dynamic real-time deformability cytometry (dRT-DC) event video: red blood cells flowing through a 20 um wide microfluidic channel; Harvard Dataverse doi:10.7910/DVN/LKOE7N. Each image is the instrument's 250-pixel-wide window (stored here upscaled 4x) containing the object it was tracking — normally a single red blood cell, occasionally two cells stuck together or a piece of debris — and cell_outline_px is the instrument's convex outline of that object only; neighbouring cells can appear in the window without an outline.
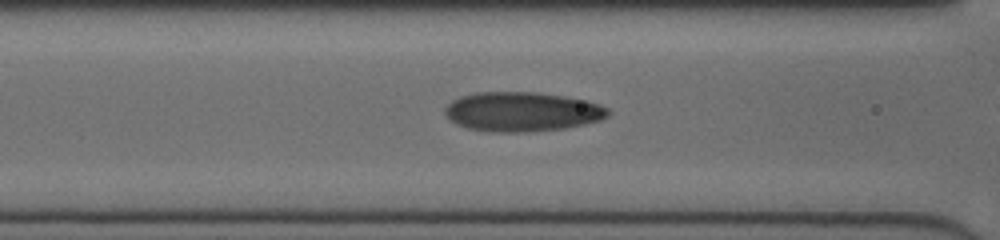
{"species": "human", "species_latin": "Homo sapiens", "temperature_condition": "cold", "stored_images_in_passage": 46, "camera_frame_rate_fps": 3000, "um_per_image_px": 0.085, "donor": {"sex": "female"}, "frame": {"image": 1, "passage_image": 23, "time_ms": 7.333, "image_size_px": [1000, 240], "cell_outline_px": [[612, 112], [608, 116], [600, 120], [584, 124], [564, 128], [524, 132], [488, 132], [468, 128], [456, 124], [444, 112], [444, 108], [452, 100], [460, 96], [476, 92], [536, 92], [564, 96], [584, 100], [600, 104], [608, 108]], "centroid_in_image_um": [44.38, 9.49], "position_along_channel_um": 122.2, "area_um2": 37.57}}
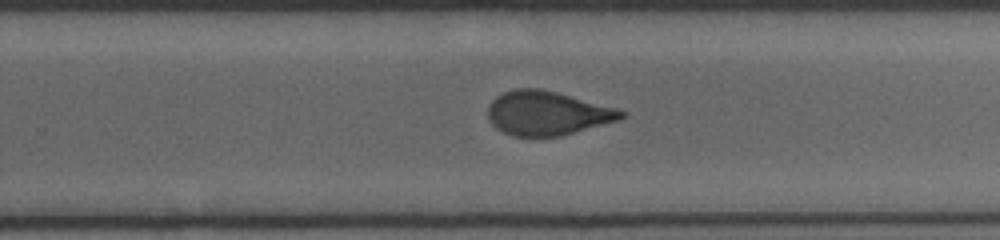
{"frame": {"image": 2, "passage_image": 35, "time_ms": 11.333, "image_size_px": [1000, 240], "cell_outline_px": [[624, 116], [620, 120], [560, 136], [512, 136], [496, 128], [488, 120], [488, 108], [492, 100], [496, 96], [504, 92], [516, 88], [540, 88], [556, 92], [616, 108], [624, 112]], "centroid_in_image_um": [46.48, 9.62], "position_along_channel_um": 283.3, "area_um2": 34.04}}
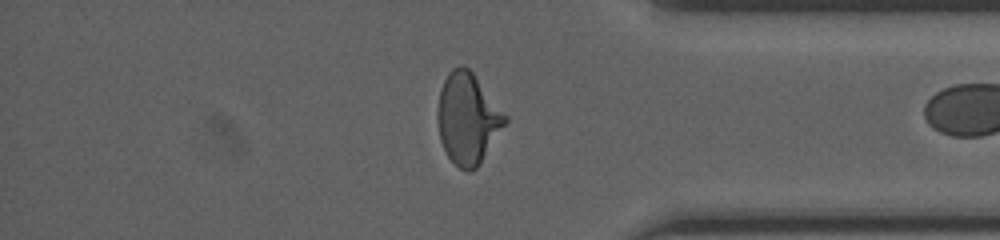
{"frame": {"image": 3, "passage_image": 44, "time_ms": 14.333, "image_size_px": [1000, 240], "cell_outline_px": [[508, 120], [480, 164], [476, 168], [468, 172], [460, 168], [448, 156], [440, 140], [440, 92], [444, 80], [448, 72], [452, 68], [460, 64], [464, 64], [472, 72], [508, 116]], "centroid_in_image_um": [39.8, 10.06], "position_along_channel_um": 395.4, "area_um2": 35.03}}